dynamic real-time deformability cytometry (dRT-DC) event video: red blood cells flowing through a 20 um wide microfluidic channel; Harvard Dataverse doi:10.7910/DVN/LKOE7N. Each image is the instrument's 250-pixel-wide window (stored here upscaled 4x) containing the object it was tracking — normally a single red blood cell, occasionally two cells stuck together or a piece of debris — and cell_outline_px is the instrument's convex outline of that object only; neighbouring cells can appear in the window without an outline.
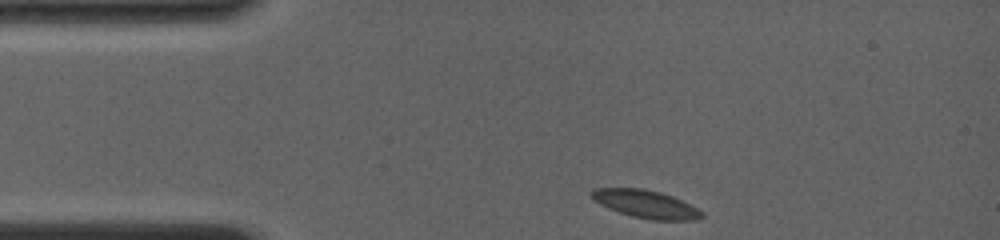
{"species": "common noctule bat (a hibernating species)", "species_latin": "Nyctalus noctula", "temperature_condition": "room temperature", "stored_images_in_passage": 27, "camera_frame_rate_fps": 4000, "um_per_image_px": 0.085, "animal": {"sex": "female", "body_mass_g": 19.0, "forearm_length_mm": 56.7}, "frame": {"image": 1, "passage_image": 1, "time_ms": 0.0, "image_size_px": [1000, 240], "cell_outline_px": [[704, 216], [696, 220], [652, 220], [632, 216], [608, 208], [592, 200], [588, 196], [588, 192], [596, 188], [644, 188], [660, 192], [672, 196], [704, 212]], "centroid_in_image_um": [54.84, 17.34], "position_along_channel_um": 30.2, "area_um2": 17.98}}
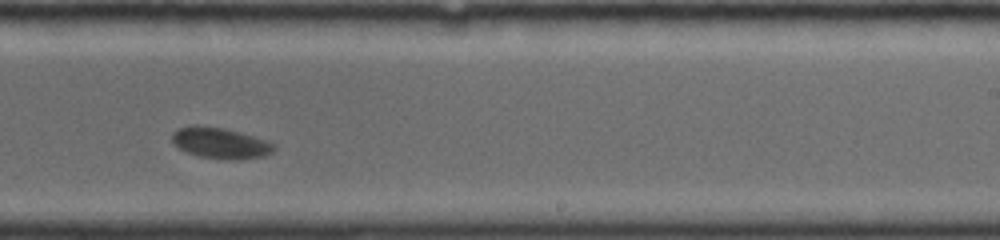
{"frame": {"image": 2, "passage_image": 16, "time_ms": 7.25, "image_size_px": [1000, 240], "cell_outline_px": [[276, 148], [272, 152], [264, 156], [236, 160], [228, 160], [200, 156], [188, 152], [180, 148], [172, 140], [172, 132], [176, 128], [192, 124], [196, 124], [224, 128], [240, 132], [268, 140], [276, 144]], "centroid_in_image_um": [18.75, 12.14], "position_along_channel_um": 270.2, "area_um2": 18.61}}
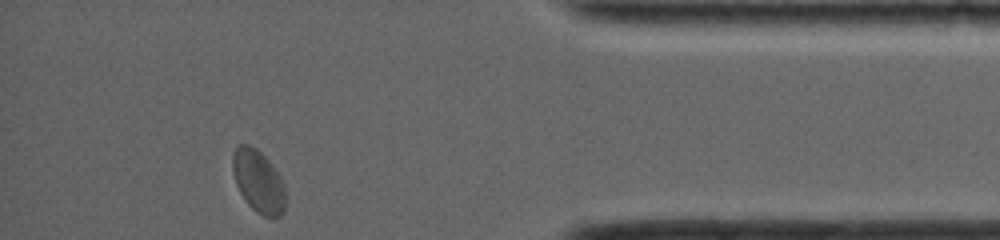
{"frame": {"image": 3, "passage_image": 27, "time_ms": 11.5, "image_size_px": [1000, 240], "cell_outline_px": [[284, 212], [280, 216], [264, 216], [256, 212], [248, 204], [240, 192], [236, 184], [232, 172], [232, 156], [236, 148], [240, 144], [248, 144], [256, 148], [268, 160], [280, 176], [284, 184]], "centroid_in_image_um": [21.94, 15.4], "position_along_channel_um": 413.3, "area_um2": 19.07}, "authors_computed_cell_mechanics": {"area_um2": 18.496, "velocity_mm_per_s": 3.8939, "shape_relaxation_time_tau1_ms": 3.421, "shape_relaxation_time_tau2_ms": null, "deformation_change_tau1": 0.0747, "deformation_change_tau2": null}}